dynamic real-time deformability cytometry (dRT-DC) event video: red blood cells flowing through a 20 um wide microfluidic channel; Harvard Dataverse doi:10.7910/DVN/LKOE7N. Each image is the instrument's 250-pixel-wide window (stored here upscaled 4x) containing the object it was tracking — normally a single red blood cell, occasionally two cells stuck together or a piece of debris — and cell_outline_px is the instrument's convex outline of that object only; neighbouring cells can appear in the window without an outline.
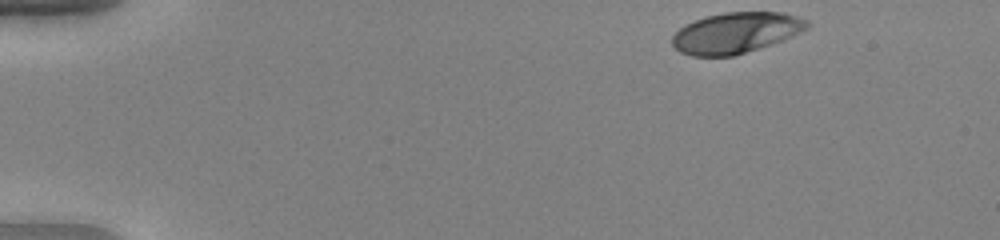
{"species": "human", "species_latin": "Homo sapiens", "temperature_condition": "warm", "stored_images_in_passage": 42, "camera_frame_rate_fps": 3000, "um_per_image_px": 0.085, "donor": {"sex": "female"}, "frame": {"image": 1, "passage_image": 1, "time_ms": 0.0, "image_size_px": [1000, 240], "cell_outline_px": [[812, 24], [808, 28], [800, 32], [780, 40], [732, 56], [692, 56], [680, 52], [672, 44], [672, 36], [680, 28], [704, 16], [724, 12], [784, 12], [808, 20]], "centroid_in_image_um": [62.54, 2.77], "position_along_channel_um": 22.5, "area_um2": 31.67}}
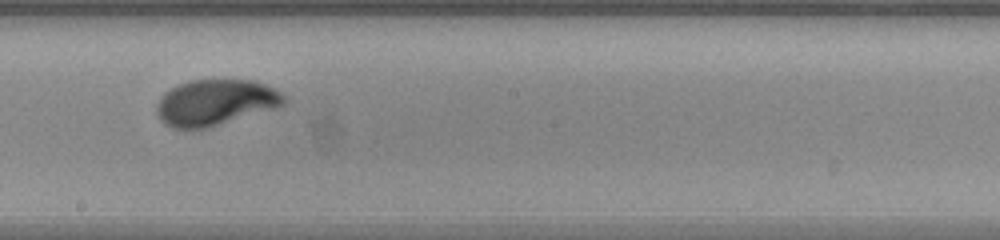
{"frame": {"image": 2, "passage_image": 25, "time_ms": 8.0, "image_size_px": [1000, 240], "cell_outline_px": [[288, 100], [284, 104], [276, 108], [204, 128], [172, 128], [164, 124], [160, 120], [156, 112], [156, 104], [160, 96], [164, 92], [180, 84], [192, 80], [256, 80], [288, 96]], "centroid_in_image_um": [18.31, 8.7], "position_along_channel_um": 229.9, "area_um2": 33.99}}
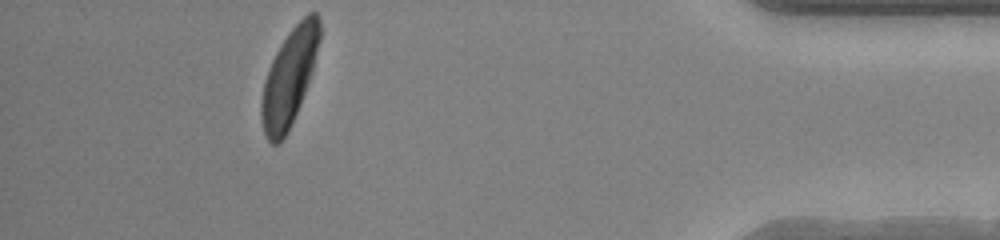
{"frame": {"image": 3, "passage_image": 42, "time_ms": 13.667, "image_size_px": [1000, 240], "cell_outline_px": [[320, 40], [312, 72], [300, 104], [288, 132], [276, 144], [272, 144], [268, 140], [264, 132], [260, 116], [260, 100], [264, 80], [268, 68], [280, 44], [288, 32], [308, 12], [316, 12], [320, 16]], "centroid_in_image_um": [24.58, 6.55], "position_along_channel_um": 410.6, "area_um2": 32.77}, "authors_computed_cell_mechanics": {"area_um2": 33.2061, "velocity_mm_per_s": 4.0056, "shape_relaxation_time_tau1_ms": 2.6542, "shape_relaxation_time_tau2_ms": null, "deformation_change_tau1": 0.2144, "deformation_change_tau2": null}}